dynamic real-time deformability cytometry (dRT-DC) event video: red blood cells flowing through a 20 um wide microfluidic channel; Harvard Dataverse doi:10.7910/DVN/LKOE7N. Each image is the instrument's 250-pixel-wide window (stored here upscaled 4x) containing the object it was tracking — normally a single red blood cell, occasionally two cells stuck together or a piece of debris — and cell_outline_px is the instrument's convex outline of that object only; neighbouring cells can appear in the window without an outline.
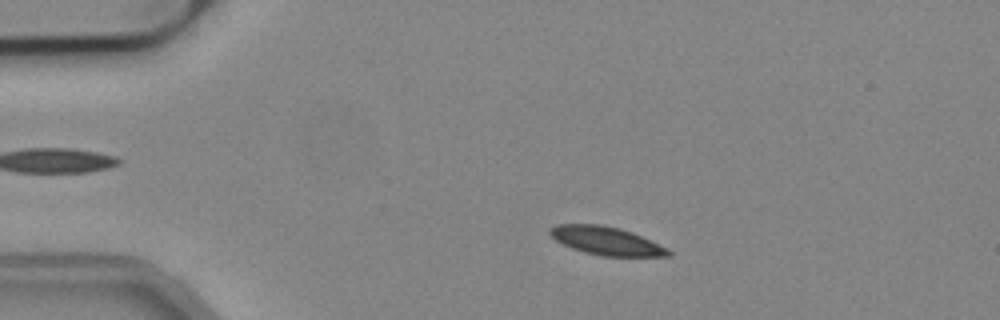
{"species": "common noctule bat (a hibernating species)", "species_latin": "Nyctalus noctula", "temperature_condition": "cold", "stored_images_in_passage": 51, "camera_frame_rate_fps": 3000, "um_per_image_px": 0.085, "animal": {"sex": "male", "body_mass_g": 19.2, "forearm_length_mm": 51.8}, "frame": {"image": 1, "passage_image": 8, "time_ms": 2.333, "image_size_px": [1000, 320], "cell_outline_px": [[672, 256], [600, 256], [584, 252], [572, 248], [556, 240], [548, 232], [548, 228], [556, 224], [600, 224], [620, 228], [632, 232], [668, 248], [672, 252]], "centroid_in_image_um": [51.53, 20.47], "position_along_channel_um": 33.5, "area_um2": 19.54}}
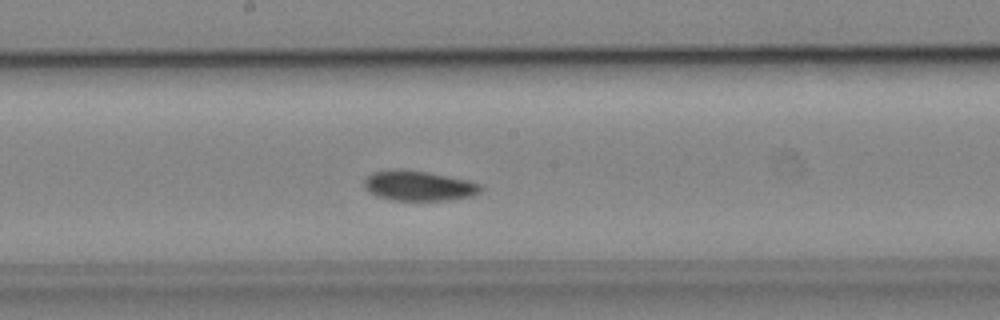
{"frame": {"image": 2, "passage_image": 26, "time_ms": 8.333, "image_size_px": [1000, 320], "cell_outline_px": [[484, 188], [480, 192], [472, 196], [448, 200], [392, 200], [376, 196], [368, 192], [364, 184], [364, 180], [372, 172], [392, 168], [404, 168], [428, 172], [468, 180], [480, 184]], "centroid_in_image_um": [35.57, 15.77], "position_along_channel_um": 212.6, "area_um2": 20.69}}
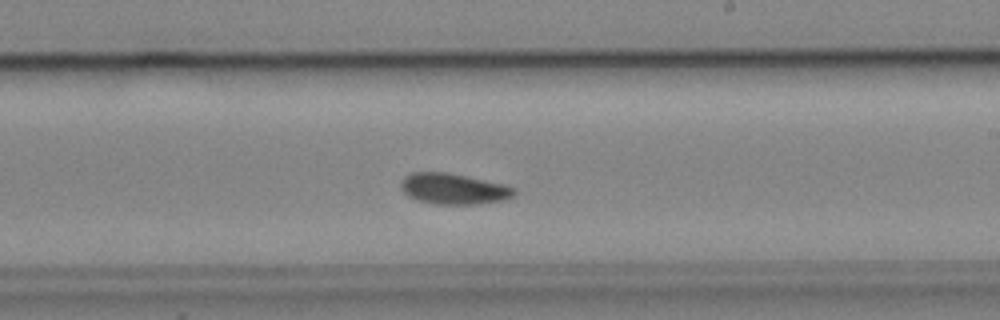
{"frame": {"image": 3, "passage_image": 29, "time_ms": 9.333, "image_size_px": [1000, 320], "cell_outline_px": [[516, 192], [512, 196], [500, 200], [476, 204], [436, 204], [416, 200], [408, 196], [400, 188], [400, 180], [404, 176], [412, 172], [448, 172], [504, 184], [516, 188]], "centroid_in_image_um": [38.5, 16.04], "position_along_channel_um": 250.5, "area_um2": 20.4}, "authors_computed_cell_mechanics": {"area_um2": 19.7098, "velocity_mm_per_s": 3.8017, "shape_relaxation_time_tau1_ms": 3.6146, "shape_relaxation_time_tau2_ms": null, "deformation_change_tau1": 0.0821, "deformation_change_tau2": null}}